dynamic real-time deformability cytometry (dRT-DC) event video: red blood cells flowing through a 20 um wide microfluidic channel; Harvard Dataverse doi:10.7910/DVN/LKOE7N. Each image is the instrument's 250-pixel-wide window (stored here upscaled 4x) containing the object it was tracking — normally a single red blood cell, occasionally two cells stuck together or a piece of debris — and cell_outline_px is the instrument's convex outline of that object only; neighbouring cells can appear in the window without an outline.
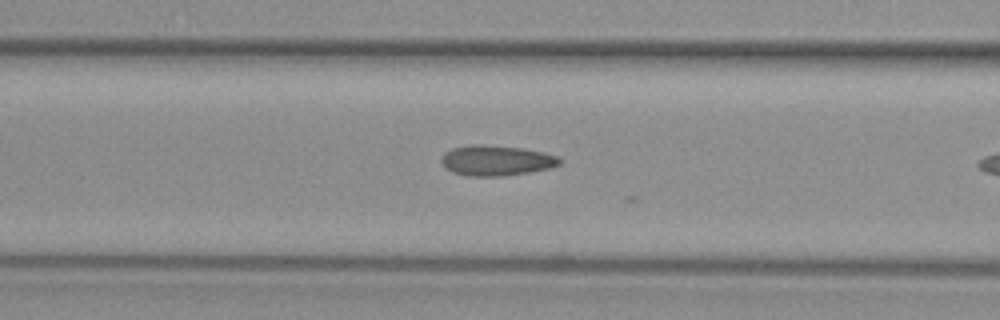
{"species": "common noctule bat (a hibernating species)", "species_latin": "Nyctalus noctula", "temperature_condition": "warm", "stored_images_in_passage": 9, "camera_frame_rate_fps": 3000, "um_per_image_px": 0.085, "animal": {"sex": "female", "body_mass_g": 29.2, "forearm_length_mm": 56.3}, "frame": {"image": 1, "passage_image": 8, "time_ms": 2.333, "image_size_px": [1000, 320], "cell_outline_px": [[560, 164], [548, 168], [528, 172], [504, 176], [464, 176], [452, 172], [440, 160], [444, 152], [452, 148], [472, 144], [480, 144], [520, 148], [544, 152], [556, 156], [560, 160]], "centroid_in_image_um": [42.14, 13.64], "position_along_channel_um": 124.5, "area_um2": 20.75}}